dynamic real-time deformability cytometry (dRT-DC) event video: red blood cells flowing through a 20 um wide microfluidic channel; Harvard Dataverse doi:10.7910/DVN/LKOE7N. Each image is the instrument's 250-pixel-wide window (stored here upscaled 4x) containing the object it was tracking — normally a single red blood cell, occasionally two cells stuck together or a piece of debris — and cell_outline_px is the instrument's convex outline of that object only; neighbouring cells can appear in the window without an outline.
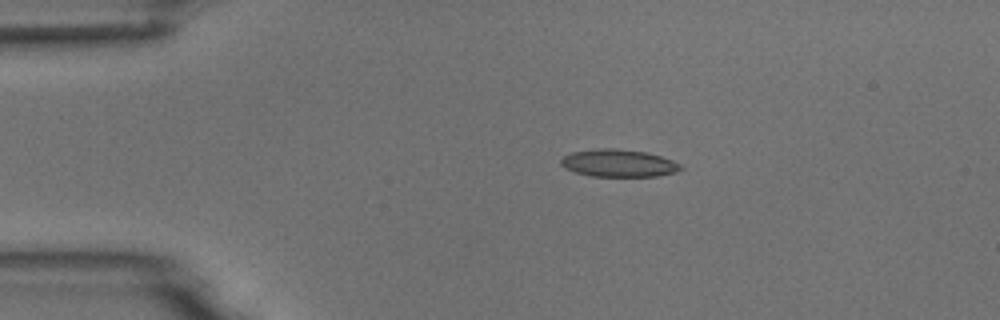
{"species": "common noctule bat (a hibernating species)", "species_latin": "Nyctalus noctula", "temperature_condition": "room temperature", "stored_images_in_passage": 3, "camera_frame_rate_fps": 3000, "um_per_image_px": 0.085, "animal": {"sex": "male", "body_mass_g": 18.8}, "frame": {"image": 1, "passage_image": 1, "time_ms": 0.0, "image_size_px": [1000, 320], "cell_outline_px": [[684, 168], [676, 172], [656, 176], [592, 176], [576, 172], [564, 168], [560, 164], [560, 160], [564, 156], [572, 152], [600, 148], [616, 148], [644, 152], [660, 156], [672, 160], [680, 164]], "centroid_in_image_um": [52.57, 13.87], "position_along_channel_um": 32.4, "area_um2": 19.07}}